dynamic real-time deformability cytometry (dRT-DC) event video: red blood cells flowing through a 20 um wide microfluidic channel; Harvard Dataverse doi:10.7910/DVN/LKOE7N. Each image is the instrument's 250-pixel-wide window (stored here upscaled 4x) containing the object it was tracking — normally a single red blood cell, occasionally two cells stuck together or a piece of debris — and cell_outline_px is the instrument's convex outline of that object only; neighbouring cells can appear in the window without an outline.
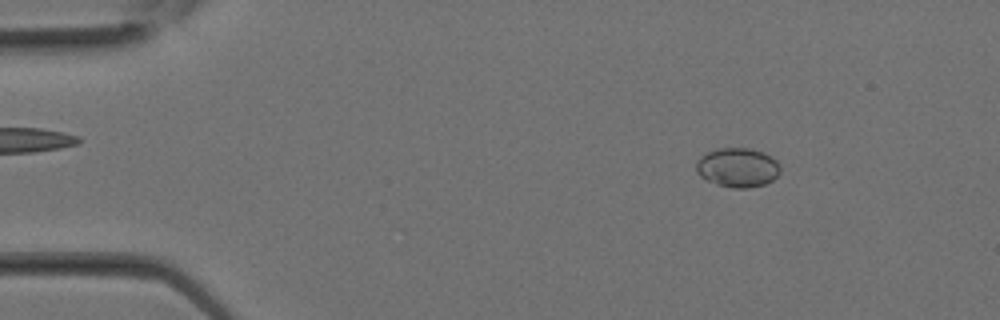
{"species": "Egyptian fruit bat (a non-hibernating species)", "species_latin": "Rousettus aegyptiacus", "temperature_condition": "room temperature", "stored_images_in_passage": 27, "camera_frame_rate_fps": 3000, "um_per_image_px": 0.085, "animal": {"sex": "female"}, "frame": {"image": 1, "passage_image": 2, "time_ms": 0.333, "image_size_px": [1000, 320], "cell_outline_px": [[780, 172], [772, 180], [764, 184], [748, 188], [732, 188], [716, 184], [700, 176], [696, 172], [696, 160], [700, 156], [716, 148], [752, 148], [764, 152], [776, 160], [780, 164]], "centroid_in_image_um": [62.69, 14.23], "position_along_channel_um": 22.3, "area_um2": 19.42}}
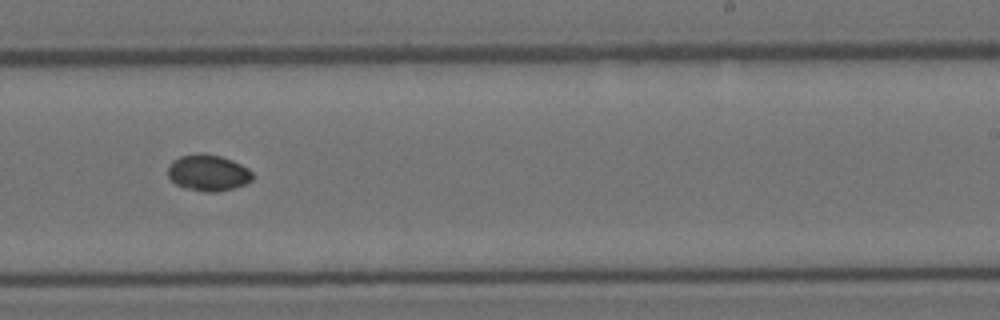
{"frame": {"image": 2, "passage_image": 16, "time_ms": 5.0, "image_size_px": [1000, 320], "cell_outline_px": [[252, 180], [244, 184], [232, 188], [216, 192], [204, 192], [184, 188], [176, 184], [168, 176], [168, 168], [172, 160], [180, 156], [196, 152], [200, 152], [220, 156], [232, 160], [248, 168], [252, 172]], "centroid_in_image_um": [17.66, 14.67], "position_along_channel_um": 271.3, "area_um2": 17.98}}
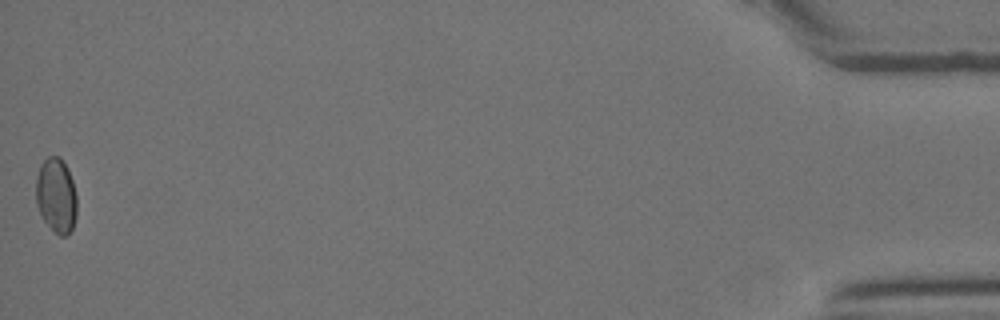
{"frame": {"image": 3, "passage_image": 27, "time_ms": 8.667, "image_size_px": [1000, 320], "cell_outline_px": [[76, 216], [72, 228], [64, 236], [60, 236], [44, 220], [36, 204], [36, 176], [40, 164], [48, 156], [60, 156], [68, 168], [72, 180], [76, 196]], "centroid_in_image_um": [4.77, 16.56], "position_along_channel_um": 430.4, "area_um2": 17.74}}